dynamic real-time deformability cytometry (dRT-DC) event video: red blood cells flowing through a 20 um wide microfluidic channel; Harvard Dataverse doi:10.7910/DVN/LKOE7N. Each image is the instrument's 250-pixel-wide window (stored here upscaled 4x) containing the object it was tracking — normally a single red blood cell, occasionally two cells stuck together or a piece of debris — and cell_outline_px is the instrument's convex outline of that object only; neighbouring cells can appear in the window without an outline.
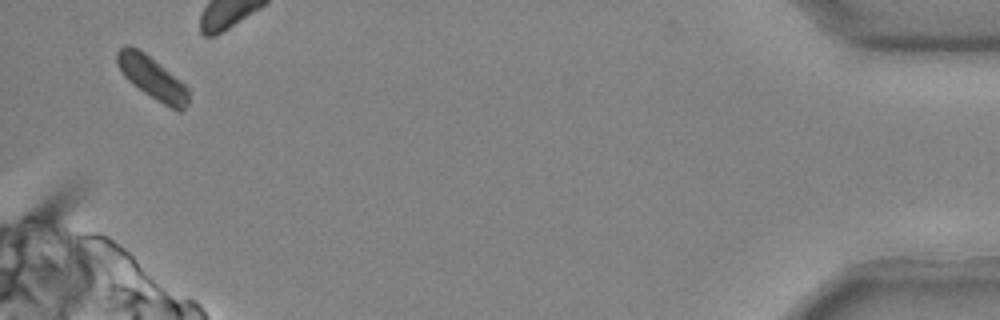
{"species": "common noctule bat (a hibernating species)", "species_latin": "Nyctalus noctula", "temperature_condition": "cold", "stored_images_in_passage": 36, "camera_frame_rate_fps": 3000, "um_per_image_px": 0.085, "animal": {"sex": "male", "body_mass_g": 20.4}, "frame": {"image": 1, "passage_image": 36, "time_ms": 11.667, "image_size_px": [1000, 320], "cell_outline_px": [[188, 104], [180, 112], [156, 100], [132, 84], [124, 76], [116, 60], [116, 52], [124, 44], [128, 44], [144, 52], [184, 84], [188, 88]], "centroid_in_image_um": [12.91, 6.6], "position_along_channel_um": 422.3, "area_um2": 17.4}}